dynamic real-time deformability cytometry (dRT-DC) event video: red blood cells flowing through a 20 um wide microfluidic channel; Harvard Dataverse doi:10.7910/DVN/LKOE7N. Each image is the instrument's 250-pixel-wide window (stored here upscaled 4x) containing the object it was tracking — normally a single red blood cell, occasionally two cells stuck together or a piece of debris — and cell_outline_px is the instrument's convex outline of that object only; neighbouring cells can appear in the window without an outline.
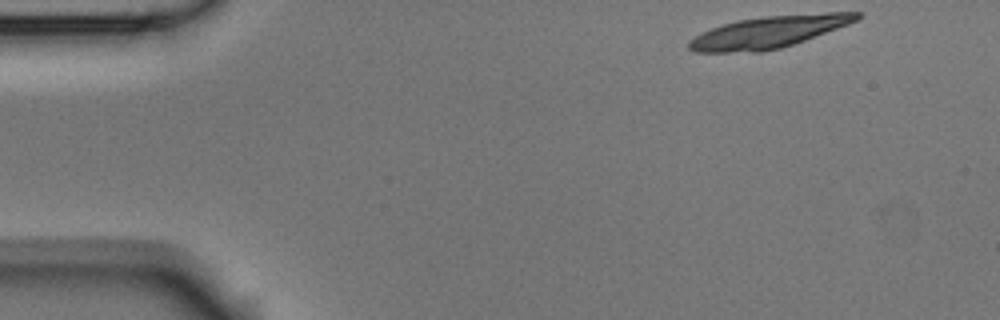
{"species": "Egyptian fruit bat (a non-hibernating species)", "species_latin": "Rousettus aegyptiacus", "temperature_condition": "room temperature", "stored_images_in_passage": 5, "camera_frame_rate_fps": 3000, "um_per_image_px": 0.085, "animal": {"sex": "male"}, "frame": {"image": 1, "passage_image": 1, "time_ms": 0.0, "image_size_px": [1000, 320], "cell_outline_px": [[864, 16], [860, 20], [804, 40], [780, 48], [760, 52], [696, 52], [688, 48], [688, 40], [712, 28], [736, 20], [764, 16], [828, 12], [860, 12]], "centroid_in_image_um": [65.39, 2.71], "position_along_channel_um": 19.6, "area_um2": 31.1}}